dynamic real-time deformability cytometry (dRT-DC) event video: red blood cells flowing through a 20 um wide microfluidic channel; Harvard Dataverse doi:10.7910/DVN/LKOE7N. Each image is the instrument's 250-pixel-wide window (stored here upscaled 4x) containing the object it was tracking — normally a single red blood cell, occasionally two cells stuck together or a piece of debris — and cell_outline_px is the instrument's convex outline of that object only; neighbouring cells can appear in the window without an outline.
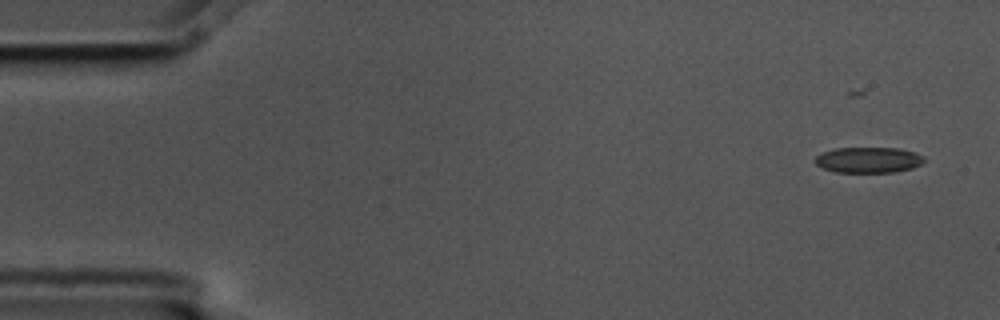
{"species": "common noctule bat (a hibernating species)", "species_latin": "Nyctalus noctula", "temperature_condition": "cold", "stored_images_in_passage": 7, "camera_frame_rate_fps": 3000, "um_per_image_px": 0.085, "animal": {"sex": "male", "body_mass_g": 17.5, "forearm_length_mm": 52.3}, "frame": {"image": 1, "passage_image": 2, "time_ms": 0.333, "image_size_px": [1000, 320], "cell_outline_px": [[924, 160], [920, 164], [912, 168], [896, 172], [836, 172], [824, 168], [816, 164], [816, 156], [824, 152], [836, 148], [900, 148], [924, 156]], "centroid_in_image_um": [73.83, 13.59], "position_along_channel_um": 11.2, "area_um2": 16.13}}
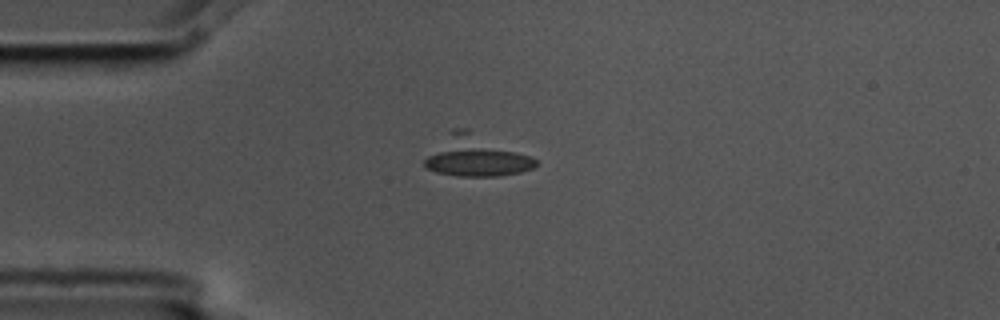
{"frame": {"image": 2, "passage_image": 5, "time_ms": 1.333, "image_size_px": [1000, 320], "cell_outline_px": [[536, 164], [532, 168], [520, 172], [500, 176], [460, 176], [436, 172], [428, 168], [424, 164], [424, 160], [452, 128], [468, 128], [528, 156], [536, 160]], "centroid_in_image_um": [40.42, 13.26], "position_along_channel_um": 44.6, "area_um2": 25.72}}